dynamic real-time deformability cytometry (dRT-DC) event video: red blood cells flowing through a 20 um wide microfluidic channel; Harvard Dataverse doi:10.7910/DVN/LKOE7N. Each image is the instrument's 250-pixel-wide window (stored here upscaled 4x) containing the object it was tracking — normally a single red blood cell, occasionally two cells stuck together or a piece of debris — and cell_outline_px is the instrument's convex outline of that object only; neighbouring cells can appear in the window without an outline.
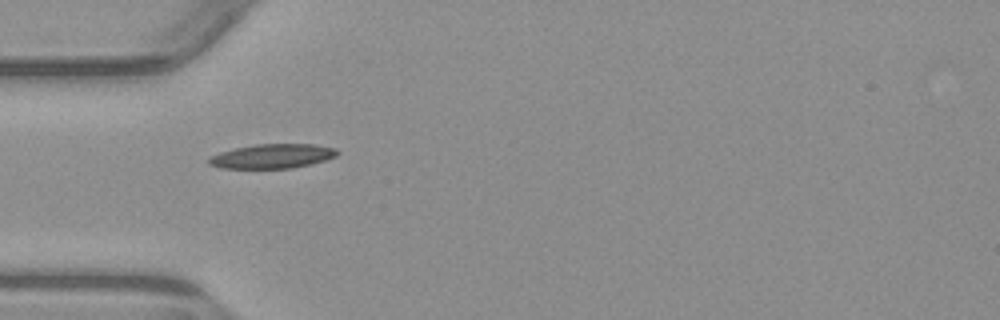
{"species": "common noctule bat (a hibernating species)", "species_latin": "Nyctalus noctula", "temperature_condition": "warm", "stored_images_in_passage": 5, "camera_frame_rate_fps": 3000, "um_per_image_px": 0.085, "animal": {"sex": "male", "body_mass_g": 23.1, "forearm_length_mm": 52.7}, "frame": {"image": 1, "passage_image": 3, "time_ms": 3.0, "image_size_px": [1000, 320], "cell_outline_px": [[340, 152], [336, 156], [312, 164], [292, 168], [220, 168], [208, 164], [208, 156], [220, 152], [236, 148], [256, 144], [316, 144], [336, 148]], "centroid_in_image_um": [23.15, 13.27], "position_along_channel_um": 61.8, "area_um2": 18.32}}
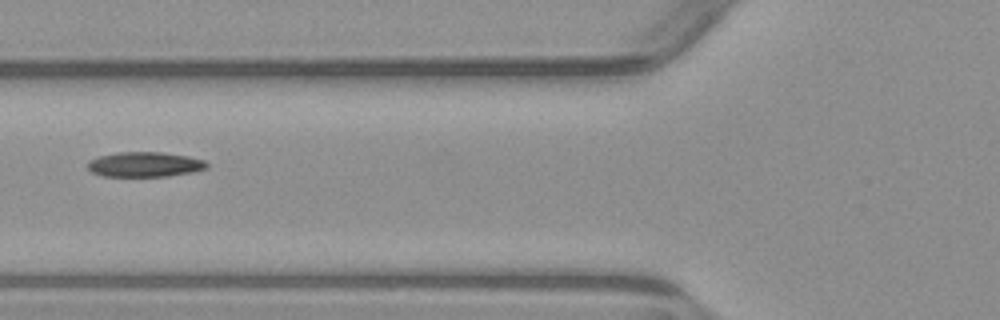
{"frame": {"image": 2, "passage_image": 4, "time_ms": 4.333, "image_size_px": [1000, 320], "cell_outline_px": [[208, 168], [192, 172], [168, 176], [104, 176], [92, 172], [88, 168], [88, 160], [100, 156], [116, 152], [160, 152], [188, 156], [204, 160], [208, 164]], "centroid_in_image_um": [12.31, 13.97], "position_along_channel_um": 113.5, "area_um2": 17.28}}
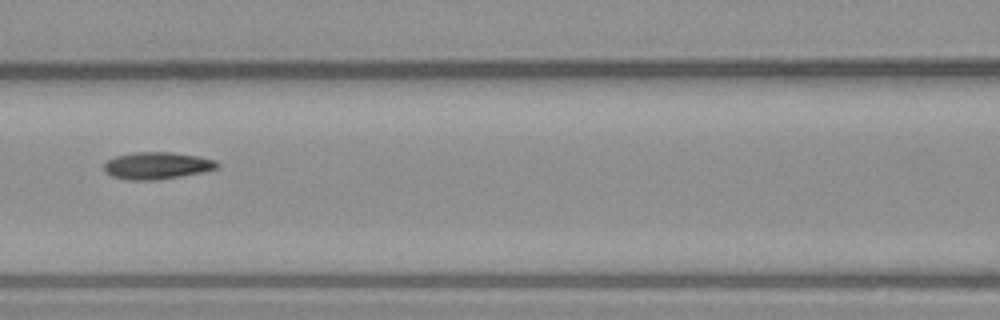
{"frame": {"image": 3, "passage_image": 5, "time_ms": 5.333, "image_size_px": [1000, 320], "cell_outline_px": [[220, 164], [216, 168], [200, 172], [180, 176], [156, 180], [128, 180], [112, 176], [104, 172], [104, 164], [108, 160], [116, 156], [136, 152], [172, 152], [200, 156], [216, 160]], "centroid_in_image_um": [13.33, 14.07], "position_along_channel_um": 153.3, "area_um2": 17.8}}